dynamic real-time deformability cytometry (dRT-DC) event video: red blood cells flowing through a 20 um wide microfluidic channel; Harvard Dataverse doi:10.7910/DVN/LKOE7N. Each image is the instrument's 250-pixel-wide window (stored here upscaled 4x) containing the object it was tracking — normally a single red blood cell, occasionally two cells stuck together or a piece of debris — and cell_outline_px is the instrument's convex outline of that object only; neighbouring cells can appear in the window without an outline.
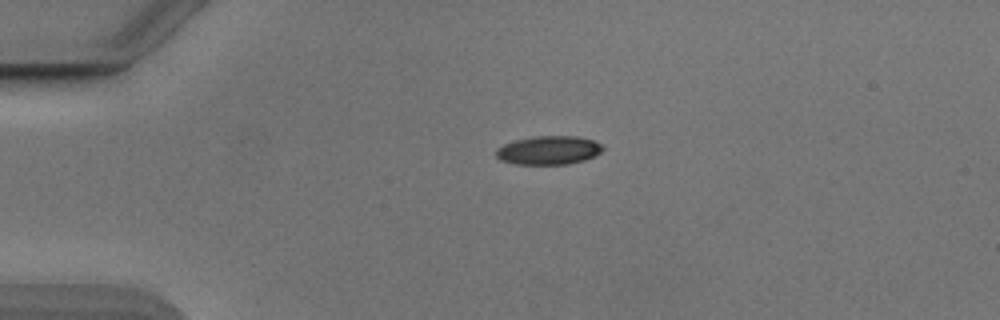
{"species": "Egyptian fruit bat (a non-hibernating species)", "species_latin": "Rousettus aegyptiacus", "temperature_condition": "cold", "stored_images_in_passage": 42, "camera_frame_rate_fps": 3000, "um_per_image_px": 0.085, "animal": {"sex": "male"}, "frame": {"image": 1, "passage_image": 1, "time_ms": 0.0, "image_size_px": [1000, 320], "cell_outline_px": [[604, 148], [596, 156], [584, 160], [568, 164], [516, 164], [500, 160], [496, 156], [496, 148], [504, 144], [516, 140], [532, 136], [576, 136], [592, 140], [600, 144]], "centroid_in_image_um": [46.62, 12.77], "position_along_channel_um": 38.4, "area_um2": 17.8}}
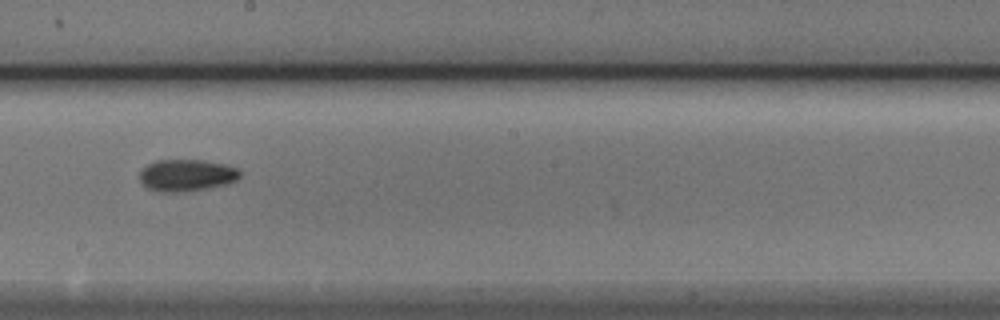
{"frame": {"image": 2, "passage_image": 19, "time_ms": 6.0, "image_size_px": [1000, 320], "cell_outline_px": [[240, 176], [236, 180], [224, 184], [208, 188], [188, 192], [160, 192], [148, 188], [140, 180], [140, 172], [148, 164], [156, 160], [204, 160], [228, 164], [236, 168], [240, 172]], "centroid_in_image_um": [15.87, 14.89], "position_along_channel_um": 232.3, "area_um2": 18.67}}
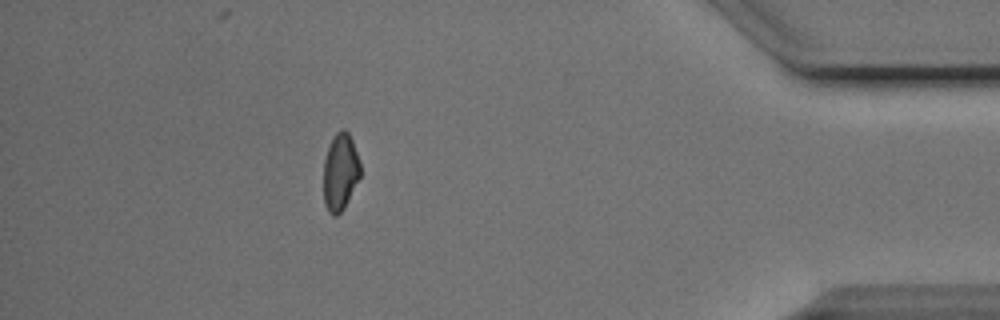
{"frame": {"image": 3, "passage_image": 36, "time_ms": 11.667, "image_size_px": [1000, 320], "cell_outline_px": [[360, 176], [344, 208], [336, 216], [332, 216], [328, 212], [324, 204], [324, 160], [332, 136], [336, 132], [344, 128], [348, 132], [352, 140], [360, 164]], "centroid_in_image_um": [28.91, 14.62], "position_along_channel_um": 406.3, "area_um2": 16.47}, "authors_computed_cell_mechanics": {"area_um2": 17.6868, "velocity_mm_per_s": 3.8761, "shape_relaxation_time_tau1_ms": 4.0481, "shape_relaxation_time_tau2_ms": 4.9827, "deformation_change_tau1": 0.1302, "deformation_change_tau2": 0.1029}}